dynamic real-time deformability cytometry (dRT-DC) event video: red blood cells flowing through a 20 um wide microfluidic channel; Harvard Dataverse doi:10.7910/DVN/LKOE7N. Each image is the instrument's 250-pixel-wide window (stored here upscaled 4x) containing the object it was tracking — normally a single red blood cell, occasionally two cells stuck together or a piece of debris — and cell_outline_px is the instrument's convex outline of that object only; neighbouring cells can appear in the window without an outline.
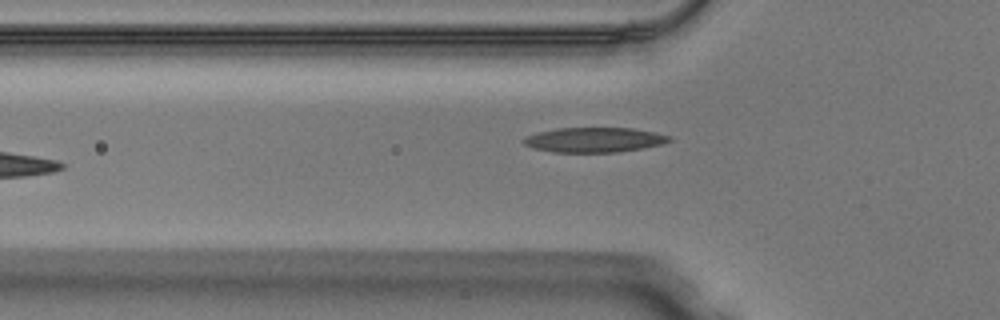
{"species": "Egyptian fruit bat (a non-hibernating species)", "species_latin": "Rousettus aegyptiacus", "temperature_condition": "warm", "stored_images_in_passage": 33, "camera_frame_rate_fps": 3000, "um_per_image_px": 0.085, "animal": {"sex": "male"}, "frame": {"image": 1, "passage_image": 3, "time_ms": 0.667, "image_size_px": [1000, 320], "cell_outline_px": [[672, 140], [664, 144], [644, 148], [616, 152], [552, 152], [532, 148], [524, 144], [520, 140], [524, 136], [536, 132], [556, 128], [632, 128], [656, 132], [672, 136]], "centroid_in_image_um": [50.5, 11.88], "position_along_channel_um": 75.3, "area_um2": 21.44}}
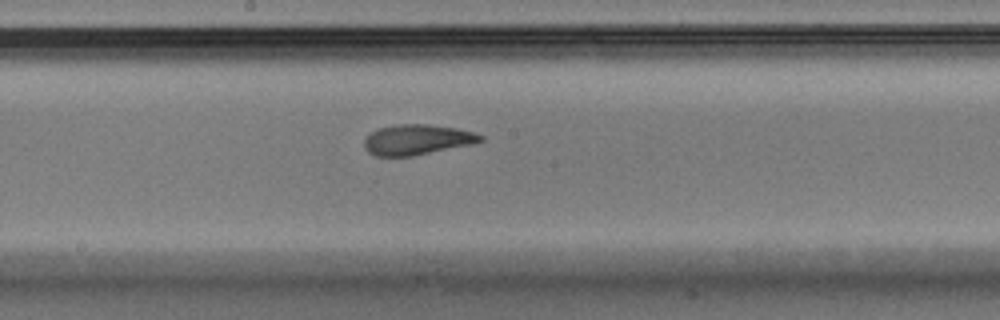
{"frame": {"image": 2, "passage_image": 13, "time_ms": 4.0, "image_size_px": [1000, 320], "cell_outline_px": [[484, 140], [472, 144], [412, 156], [376, 156], [368, 152], [364, 148], [364, 140], [376, 128], [396, 124], [428, 124], [456, 128], [476, 132], [484, 136]], "centroid_in_image_um": [35.46, 11.86], "position_along_channel_um": 212.7, "area_um2": 20.63}}
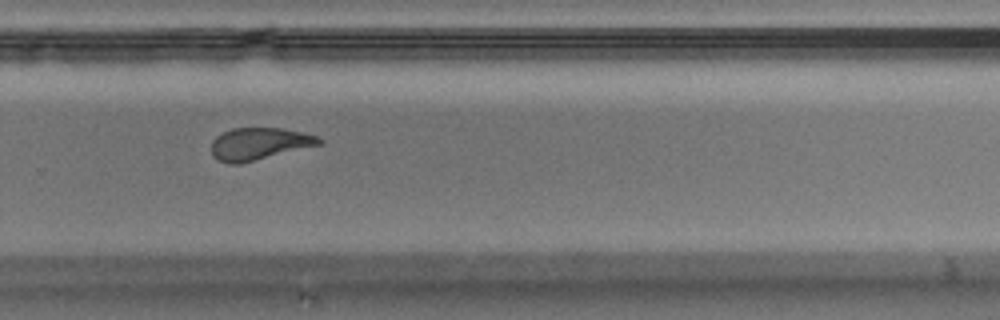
{"frame": {"image": 3, "passage_image": 20, "time_ms": 6.333, "image_size_px": [1000, 320], "cell_outline_px": [[324, 144], [240, 164], [228, 164], [212, 156], [212, 140], [216, 136], [232, 128], [280, 128], [304, 132], [320, 136], [324, 140]], "centroid_in_image_um": [22.09, 12.22], "position_along_channel_um": 307.7, "area_um2": 20.52}, "authors_computed_cell_mechanics": {"area_um2": 20.7502, "velocity_mm_per_s": 4.0926, "shape_relaxation_time_tau1_ms": 3.19, "shape_relaxation_time_tau2_ms": 1.932, "deformation_change_tau1": 0.1747, "deformation_change_tau2": 0.105}}